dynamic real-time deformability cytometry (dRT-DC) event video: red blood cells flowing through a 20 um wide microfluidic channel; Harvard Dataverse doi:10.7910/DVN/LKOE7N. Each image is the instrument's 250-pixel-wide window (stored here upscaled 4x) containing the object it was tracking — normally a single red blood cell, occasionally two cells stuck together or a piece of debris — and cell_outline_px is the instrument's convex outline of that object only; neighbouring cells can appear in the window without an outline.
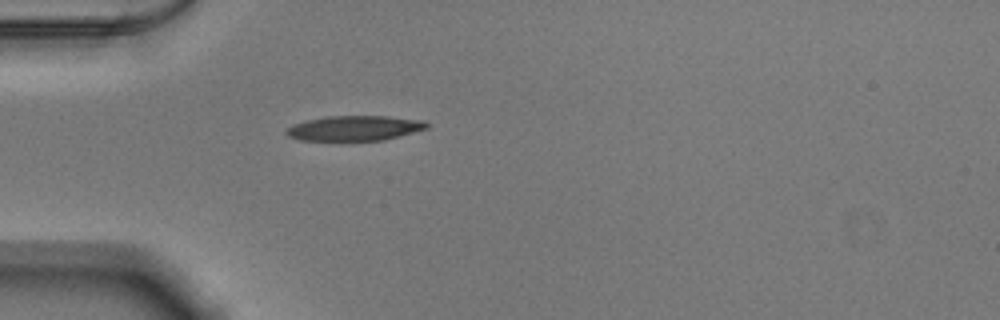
{"species": "Egyptian fruit bat (a non-hibernating species)", "species_latin": "Rousettus aegyptiacus", "temperature_condition": "warm", "stored_images_in_passage": 38, "camera_frame_rate_fps": 3000, "um_per_image_px": 0.085, "animal": {"sex": "male"}, "frame": {"image": 1, "passage_image": 1, "time_ms": 0.0, "image_size_px": [1000, 320], "cell_outline_px": [[428, 128], [400, 136], [384, 140], [300, 140], [288, 136], [284, 132], [288, 128], [296, 124], [308, 120], [328, 116], [384, 116], [424, 120], [428, 124]], "centroid_in_image_um": [30.17, 10.89], "position_along_channel_um": 54.8, "area_um2": 20.23}}
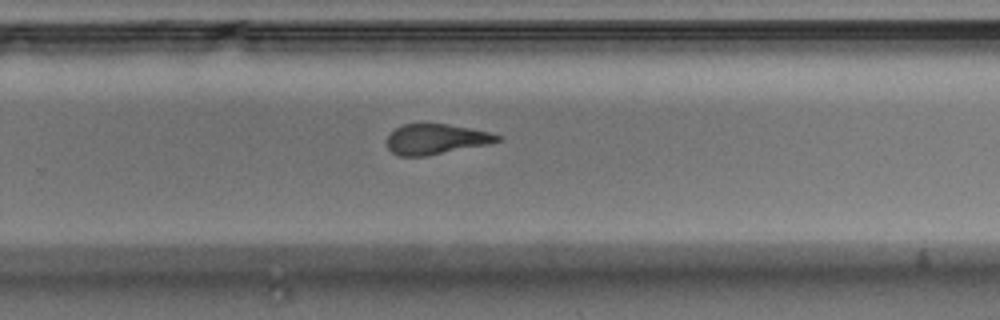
{"frame": {"image": 2, "passage_image": 20, "time_ms": 6.333, "image_size_px": [1000, 320], "cell_outline_px": [[504, 136], [500, 140], [488, 144], [424, 156], [400, 156], [392, 152], [388, 148], [388, 136], [396, 128], [404, 124], [448, 124], [488, 132]], "centroid_in_image_um": [37.06, 11.83], "position_along_channel_um": 292.7, "area_um2": 19.13}}
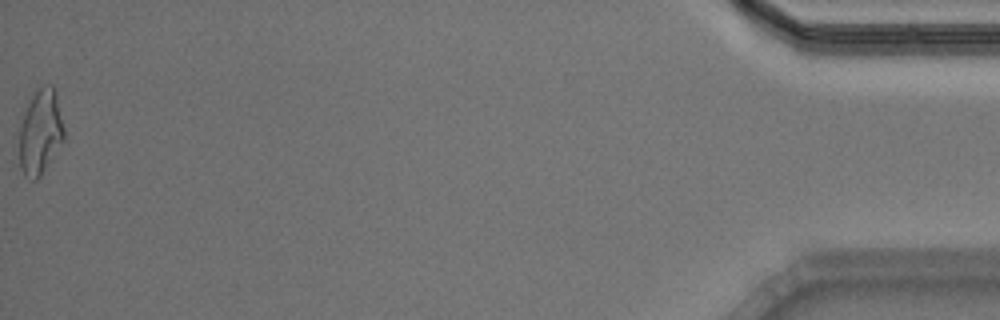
{"frame": {"image": 3, "passage_image": 38, "time_ms": 12.333, "image_size_px": [1000, 320], "cell_outline_px": [[64, 140], [40, 176], [36, 180], [32, 180], [24, 176], [20, 168], [20, 124], [24, 112], [32, 92], [48, 84], [52, 84], [56, 92], [64, 128]], "centroid_in_image_um": [3.43, 11.2], "position_along_channel_um": 431.8, "area_um2": 22.2}, "authors_computed_cell_mechanics": {"area_um2": 20.808, "velocity_mm_per_s": 3.8788, "shape_relaxation_time_tau1_ms": 5.0429, "shape_relaxation_time_tau2_ms": 1.6511, "deformation_change_tau1": 0.2001, "deformation_change_tau2": 0.1124}}